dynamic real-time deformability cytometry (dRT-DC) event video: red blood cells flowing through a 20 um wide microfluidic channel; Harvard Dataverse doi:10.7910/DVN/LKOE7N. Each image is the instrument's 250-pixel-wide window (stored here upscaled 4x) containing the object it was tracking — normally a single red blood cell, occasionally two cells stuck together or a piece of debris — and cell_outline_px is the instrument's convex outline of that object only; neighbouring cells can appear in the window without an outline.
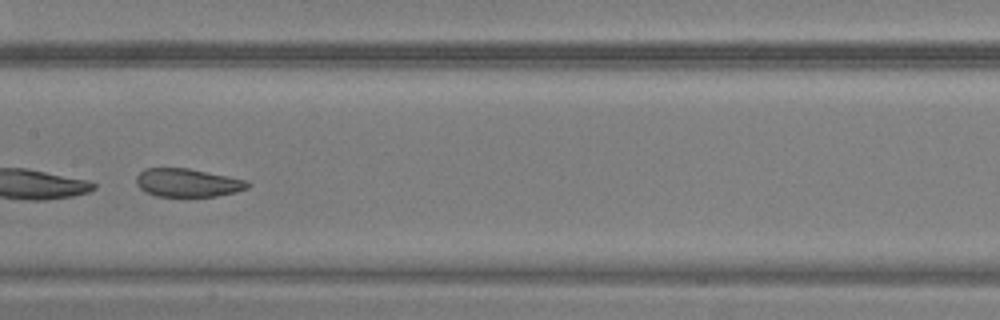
{"species": "common noctule bat (a hibernating species)", "species_latin": "Nyctalus noctula", "temperature_condition": "warm", "stored_images_in_passage": 33, "camera_frame_rate_fps": 3000, "um_per_image_px": 0.085, "animal": {"sex": "male", "body_mass_g": 20.5, "forearm_length_mm": 52.5}, "frame": {"image": 1, "passage_image": 15, "time_ms": 4.667, "image_size_px": [1000, 320], "cell_outline_px": [[252, 184], [248, 188], [236, 192], [216, 196], [156, 196], [144, 192], [136, 184], [136, 176], [144, 168], [188, 168], [248, 180]], "centroid_in_image_um": [15.95, 15.53], "position_along_channel_um": 191.4, "area_um2": 18.5}}
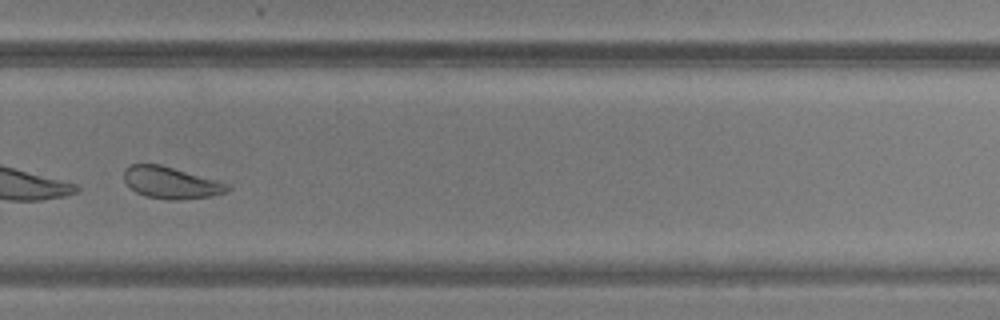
{"frame": {"image": 2, "passage_image": 24, "time_ms": 7.667, "image_size_px": [1000, 320], "cell_outline_px": [[232, 188], [224, 192], [212, 196], [180, 200], [168, 200], [148, 196], [136, 192], [124, 180], [124, 168], [128, 164], [160, 164], [228, 184]], "centroid_in_image_um": [14.5, 15.53], "position_along_channel_um": 315.3, "area_um2": 18.9}}